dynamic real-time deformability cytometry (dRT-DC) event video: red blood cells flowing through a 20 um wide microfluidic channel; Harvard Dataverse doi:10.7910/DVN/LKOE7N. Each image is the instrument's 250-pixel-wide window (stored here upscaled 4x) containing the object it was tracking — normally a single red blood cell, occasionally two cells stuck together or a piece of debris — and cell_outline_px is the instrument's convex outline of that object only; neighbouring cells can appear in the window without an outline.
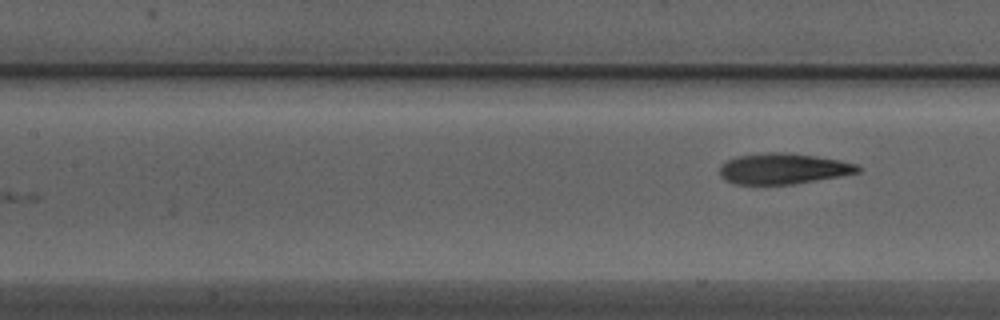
{"species": "Egyptian fruit bat (a non-hibernating species)", "species_latin": "Rousettus aegyptiacus", "temperature_condition": "warm", "stored_images_in_passage": 4, "camera_frame_rate_fps": 3000, "um_per_image_px": 0.085, "animal": {"sex": "male"}, "frame": {"image": 1, "passage_image": 4, "time_ms": 1.0, "image_size_px": [1000, 320], "cell_outline_px": [[864, 168], [860, 172], [840, 176], [792, 184], [736, 184], [724, 180], [720, 176], [720, 168], [728, 160], [736, 156], [764, 152], [784, 152], [816, 156], [840, 160], [856, 164]], "centroid_in_image_um": [66.59, 14.33], "position_along_channel_um": 140.8, "area_um2": 24.8}}